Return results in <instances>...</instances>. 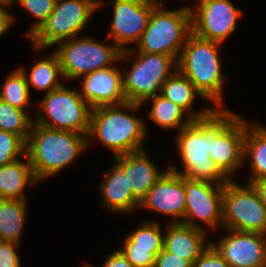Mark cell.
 Segmentation results:
<instances>
[{
    "mask_svg": "<svg viewBox=\"0 0 266 267\" xmlns=\"http://www.w3.org/2000/svg\"><path fill=\"white\" fill-rule=\"evenodd\" d=\"M58 56L65 80H74L120 62L122 51L112 42L105 45L90 37H75L57 43Z\"/></svg>",
    "mask_w": 266,
    "mask_h": 267,
    "instance_id": "obj_9",
    "label": "cell"
},
{
    "mask_svg": "<svg viewBox=\"0 0 266 267\" xmlns=\"http://www.w3.org/2000/svg\"><path fill=\"white\" fill-rule=\"evenodd\" d=\"M221 43L191 33L177 61V69L186 76L204 99L215 109L223 108V84L226 76L221 69L218 47ZM217 107V108H216Z\"/></svg>",
    "mask_w": 266,
    "mask_h": 267,
    "instance_id": "obj_4",
    "label": "cell"
},
{
    "mask_svg": "<svg viewBox=\"0 0 266 267\" xmlns=\"http://www.w3.org/2000/svg\"><path fill=\"white\" fill-rule=\"evenodd\" d=\"M124 246L118 249L133 265V267H154L155 256L152 249L133 248V242L124 238Z\"/></svg>",
    "mask_w": 266,
    "mask_h": 267,
    "instance_id": "obj_32",
    "label": "cell"
},
{
    "mask_svg": "<svg viewBox=\"0 0 266 267\" xmlns=\"http://www.w3.org/2000/svg\"><path fill=\"white\" fill-rule=\"evenodd\" d=\"M262 234H263L264 239L266 240V228H265V231Z\"/></svg>",
    "mask_w": 266,
    "mask_h": 267,
    "instance_id": "obj_41",
    "label": "cell"
},
{
    "mask_svg": "<svg viewBox=\"0 0 266 267\" xmlns=\"http://www.w3.org/2000/svg\"><path fill=\"white\" fill-rule=\"evenodd\" d=\"M149 100L152 103V108L147 116L164 130L178 129L180 132L193 121V119L185 115L187 113L183 109L160 94L147 99L144 104ZM185 116L186 119L184 118Z\"/></svg>",
    "mask_w": 266,
    "mask_h": 267,
    "instance_id": "obj_26",
    "label": "cell"
},
{
    "mask_svg": "<svg viewBox=\"0 0 266 267\" xmlns=\"http://www.w3.org/2000/svg\"><path fill=\"white\" fill-rule=\"evenodd\" d=\"M160 95L178 105L193 120L205 119L216 110L205 107L202 111H191L195 97H204L178 69L163 83Z\"/></svg>",
    "mask_w": 266,
    "mask_h": 267,
    "instance_id": "obj_21",
    "label": "cell"
},
{
    "mask_svg": "<svg viewBox=\"0 0 266 267\" xmlns=\"http://www.w3.org/2000/svg\"><path fill=\"white\" fill-rule=\"evenodd\" d=\"M244 139L245 120L240 115H236L215 136L214 140H211L210 158L229 180H232L233 172L243 166Z\"/></svg>",
    "mask_w": 266,
    "mask_h": 267,
    "instance_id": "obj_16",
    "label": "cell"
},
{
    "mask_svg": "<svg viewBox=\"0 0 266 267\" xmlns=\"http://www.w3.org/2000/svg\"><path fill=\"white\" fill-rule=\"evenodd\" d=\"M226 231L229 235L211 244L231 267H266V240L262 233Z\"/></svg>",
    "mask_w": 266,
    "mask_h": 267,
    "instance_id": "obj_14",
    "label": "cell"
},
{
    "mask_svg": "<svg viewBox=\"0 0 266 267\" xmlns=\"http://www.w3.org/2000/svg\"><path fill=\"white\" fill-rule=\"evenodd\" d=\"M15 17L9 12L8 7L0 5V38L10 29Z\"/></svg>",
    "mask_w": 266,
    "mask_h": 267,
    "instance_id": "obj_37",
    "label": "cell"
},
{
    "mask_svg": "<svg viewBox=\"0 0 266 267\" xmlns=\"http://www.w3.org/2000/svg\"><path fill=\"white\" fill-rule=\"evenodd\" d=\"M122 75L112 66L81 76L82 91L79 93L92 108L125 103Z\"/></svg>",
    "mask_w": 266,
    "mask_h": 267,
    "instance_id": "obj_17",
    "label": "cell"
},
{
    "mask_svg": "<svg viewBox=\"0 0 266 267\" xmlns=\"http://www.w3.org/2000/svg\"><path fill=\"white\" fill-rule=\"evenodd\" d=\"M145 150L114 157L115 163L127 175L128 188L141 201L159 178L168 170L160 169L147 157Z\"/></svg>",
    "mask_w": 266,
    "mask_h": 267,
    "instance_id": "obj_18",
    "label": "cell"
},
{
    "mask_svg": "<svg viewBox=\"0 0 266 267\" xmlns=\"http://www.w3.org/2000/svg\"><path fill=\"white\" fill-rule=\"evenodd\" d=\"M15 0H0V5L1 6H5V7H9L11 6V4L14 3Z\"/></svg>",
    "mask_w": 266,
    "mask_h": 267,
    "instance_id": "obj_40",
    "label": "cell"
},
{
    "mask_svg": "<svg viewBox=\"0 0 266 267\" xmlns=\"http://www.w3.org/2000/svg\"><path fill=\"white\" fill-rule=\"evenodd\" d=\"M154 267H193V265L188 260L163 249L155 257Z\"/></svg>",
    "mask_w": 266,
    "mask_h": 267,
    "instance_id": "obj_35",
    "label": "cell"
},
{
    "mask_svg": "<svg viewBox=\"0 0 266 267\" xmlns=\"http://www.w3.org/2000/svg\"><path fill=\"white\" fill-rule=\"evenodd\" d=\"M102 267H133V265L119 250H115L106 257Z\"/></svg>",
    "mask_w": 266,
    "mask_h": 267,
    "instance_id": "obj_36",
    "label": "cell"
},
{
    "mask_svg": "<svg viewBox=\"0 0 266 267\" xmlns=\"http://www.w3.org/2000/svg\"><path fill=\"white\" fill-rule=\"evenodd\" d=\"M15 2H18L27 12L37 18V22L26 33V37L29 38L47 20L54 9L56 0H15Z\"/></svg>",
    "mask_w": 266,
    "mask_h": 267,
    "instance_id": "obj_31",
    "label": "cell"
},
{
    "mask_svg": "<svg viewBox=\"0 0 266 267\" xmlns=\"http://www.w3.org/2000/svg\"><path fill=\"white\" fill-rule=\"evenodd\" d=\"M205 235V230L181 222H172L164 234V249L188 260L193 265L211 244L205 242L207 238Z\"/></svg>",
    "mask_w": 266,
    "mask_h": 267,
    "instance_id": "obj_19",
    "label": "cell"
},
{
    "mask_svg": "<svg viewBox=\"0 0 266 267\" xmlns=\"http://www.w3.org/2000/svg\"><path fill=\"white\" fill-rule=\"evenodd\" d=\"M103 4L100 0H56L47 20L28 38L34 50L39 52L77 37L91 15Z\"/></svg>",
    "mask_w": 266,
    "mask_h": 267,
    "instance_id": "obj_7",
    "label": "cell"
},
{
    "mask_svg": "<svg viewBox=\"0 0 266 267\" xmlns=\"http://www.w3.org/2000/svg\"><path fill=\"white\" fill-rule=\"evenodd\" d=\"M23 158L26 162L18 159L0 167V199L26 200L24 188L38 183L27 155Z\"/></svg>",
    "mask_w": 266,
    "mask_h": 267,
    "instance_id": "obj_22",
    "label": "cell"
},
{
    "mask_svg": "<svg viewBox=\"0 0 266 267\" xmlns=\"http://www.w3.org/2000/svg\"><path fill=\"white\" fill-rule=\"evenodd\" d=\"M0 92V99L9 103L13 107L26 111L30 108V90L27 85L23 71L18 67L6 76L4 85Z\"/></svg>",
    "mask_w": 266,
    "mask_h": 267,
    "instance_id": "obj_27",
    "label": "cell"
},
{
    "mask_svg": "<svg viewBox=\"0 0 266 267\" xmlns=\"http://www.w3.org/2000/svg\"><path fill=\"white\" fill-rule=\"evenodd\" d=\"M27 80L29 90L31 86L37 90L50 91L61 87L63 84L59 82V77L63 78L62 69L59 63L57 54L51 53L47 58L36 62L30 69V74H27L24 67H19Z\"/></svg>",
    "mask_w": 266,
    "mask_h": 267,
    "instance_id": "obj_25",
    "label": "cell"
},
{
    "mask_svg": "<svg viewBox=\"0 0 266 267\" xmlns=\"http://www.w3.org/2000/svg\"><path fill=\"white\" fill-rule=\"evenodd\" d=\"M154 6L137 0L112 1L113 19L107 38L121 50H127V44L140 41Z\"/></svg>",
    "mask_w": 266,
    "mask_h": 267,
    "instance_id": "obj_13",
    "label": "cell"
},
{
    "mask_svg": "<svg viewBox=\"0 0 266 267\" xmlns=\"http://www.w3.org/2000/svg\"><path fill=\"white\" fill-rule=\"evenodd\" d=\"M18 244L0 241V267H21Z\"/></svg>",
    "mask_w": 266,
    "mask_h": 267,
    "instance_id": "obj_34",
    "label": "cell"
},
{
    "mask_svg": "<svg viewBox=\"0 0 266 267\" xmlns=\"http://www.w3.org/2000/svg\"><path fill=\"white\" fill-rule=\"evenodd\" d=\"M83 267H95V266H92V265H85Z\"/></svg>",
    "mask_w": 266,
    "mask_h": 267,
    "instance_id": "obj_42",
    "label": "cell"
},
{
    "mask_svg": "<svg viewBox=\"0 0 266 267\" xmlns=\"http://www.w3.org/2000/svg\"><path fill=\"white\" fill-rule=\"evenodd\" d=\"M256 190L258 191L261 201L266 207V179L255 181L252 183Z\"/></svg>",
    "mask_w": 266,
    "mask_h": 267,
    "instance_id": "obj_38",
    "label": "cell"
},
{
    "mask_svg": "<svg viewBox=\"0 0 266 267\" xmlns=\"http://www.w3.org/2000/svg\"><path fill=\"white\" fill-rule=\"evenodd\" d=\"M33 122L26 111L0 99V130L14 133L27 142Z\"/></svg>",
    "mask_w": 266,
    "mask_h": 267,
    "instance_id": "obj_28",
    "label": "cell"
},
{
    "mask_svg": "<svg viewBox=\"0 0 266 267\" xmlns=\"http://www.w3.org/2000/svg\"><path fill=\"white\" fill-rule=\"evenodd\" d=\"M26 200L0 199V241L20 245L26 221Z\"/></svg>",
    "mask_w": 266,
    "mask_h": 267,
    "instance_id": "obj_24",
    "label": "cell"
},
{
    "mask_svg": "<svg viewBox=\"0 0 266 267\" xmlns=\"http://www.w3.org/2000/svg\"><path fill=\"white\" fill-rule=\"evenodd\" d=\"M159 223L154 220L141 223L127 237L133 242V248L152 249L156 257L164 249V235Z\"/></svg>",
    "mask_w": 266,
    "mask_h": 267,
    "instance_id": "obj_29",
    "label": "cell"
},
{
    "mask_svg": "<svg viewBox=\"0 0 266 267\" xmlns=\"http://www.w3.org/2000/svg\"><path fill=\"white\" fill-rule=\"evenodd\" d=\"M228 109H216L209 117L193 120L176 136L177 153L183 162V170L168 167L184 177L225 185L229 179L210 158L211 140L236 116Z\"/></svg>",
    "mask_w": 266,
    "mask_h": 267,
    "instance_id": "obj_1",
    "label": "cell"
},
{
    "mask_svg": "<svg viewBox=\"0 0 266 267\" xmlns=\"http://www.w3.org/2000/svg\"><path fill=\"white\" fill-rule=\"evenodd\" d=\"M26 155V142L18 135L0 130V167Z\"/></svg>",
    "mask_w": 266,
    "mask_h": 267,
    "instance_id": "obj_30",
    "label": "cell"
},
{
    "mask_svg": "<svg viewBox=\"0 0 266 267\" xmlns=\"http://www.w3.org/2000/svg\"><path fill=\"white\" fill-rule=\"evenodd\" d=\"M141 3H145V4H149V5H152L154 7H164L163 6V2H159L158 0H137Z\"/></svg>",
    "mask_w": 266,
    "mask_h": 267,
    "instance_id": "obj_39",
    "label": "cell"
},
{
    "mask_svg": "<svg viewBox=\"0 0 266 267\" xmlns=\"http://www.w3.org/2000/svg\"><path fill=\"white\" fill-rule=\"evenodd\" d=\"M190 11L192 33L221 44L236 30L242 16L230 0H204Z\"/></svg>",
    "mask_w": 266,
    "mask_h": 267,
    "instance_id": "obj_12",
    "label": "cell"
},
{
    "mask_svg": "<svg viewBox=\"0 0 266 267\" xmlns=\"http://www.w3.org/2000/svg\"><path fill=\"white\" fill-rule=\"evenodd\" d=\"M193 267H231L221 254L210 244V246L193 263Z\"/></svg>",
    "mask_w": 266,
    "mask_h": 267,
    "instance_id": "obj_33",
    "label": "cell"
},
{
    "mask_svg": "<svg viewBox=\"0 0 266 267\" xmlns=\"http://www.w3.org/2000/svg\"><path fill=\"white\" fill-rule=\"evenodd\" d=\"M223 227L241 232L265 231L266 207L253 184L241 186L230 179L224 185Z\"/></svg>",
    "mask_w": 266,
    "mask_h": 267,
    "instance_id": "obj_10",
    "label": "cell"
},
{
    "mask_svg": "<svg viewBox=\"0 0 266 267\" xmlns=\"http://www.w3.org/2000/svg\"><path fill=\"white\" fill-rule=\"evenodd\" d=\"M185 201L184 176L168 169L140 201L139 208L168 215L174 219V223L182 222Z\"/></svg>",
    "mask_w": 266,
    "mask_h": 267,
    "instance_id": "obj_15",
    "label": "cell"
},
{
    "mask_svg": "<svg viewBox=\"0 0 266 267\" xmlns=\"http://www.w3.org/2000/svg\"><path fill=\"white\" fill-rule=\"evenodd\" d=\"M140 104L125 102L119 105H101L91 110L88 146L91 138L99 141L111 151L113 158L144 150L143 143L147 129L140 117L127 114L124 109L134 113Z\"/></svg>",
    "mask_w": 266,
    "mask_h": 267,
    "instance_id": "obj_3",
    "label": "cell"
},
{
    "mask_svg": "<svg viewBox=\"0 0 266 267\" xmlns=\"http://www.w3.org/2000/svg\"><path fill=\"white\" fill-rule=\"evenodd\" d=\"M243 157L244 162L248 157L252 173L248 183L266 179V127L245 120Z\"/></svg>",
    "mask_w": 266,
    "mask_h": 267,
    "instance_id": "obj_23",
    "label": "cell"
},
{
    "mask_svg": "<svg viewBox=\"0 0 266 267\" xmlns=\"http://www.w3.org/2000/svg\"><path fill=\"white\" fill-rule=\"evenodd\" d=\"M114 164L104 173L103 182L100 184L102 206L117 213L131 212L140 206V201L128 188L127 175L116 163Z\"/></svg>",
    "mask_w": 266,
    "mask_h": 267,
    "instance_id": "obj_20",
    "label": "cell"
},
{
    "mask_svg": "<svg viewBox=\"0 0 266 267\" xmlns=\"http://www.w3.org/2000/svg\"><path fill=\"white\" fill-rule=\"evenodd\" d=\"M88 147L86 135L56 130L32 123L26 155L40 183L70 165Z\"/></svg>",
    "mask_w": 266,
    "mask_h": 267,
    "instance_id": "obj_2",
    "label": "cell"
},
{
    "mask_svg": "<svg viewBox=\"0 0 266 267\" xmlns=\"http://www.w3.org/2000/svg\"><path fill=\"white\" fill-rule=\"evenodd\" d=\"M184 186L185 216L181 223L204 230L197 224L196 219H198L211 229L223 227L224 185L184 177Z\"/></svg>",
    "mask_w": 266,
    "mask_h": 267,
    "instance_id": "obj_11",
    "label": "cell"
},
{
    "mask_svg": "<svg viewBox=\"0 0 266 267\" xmlns=\"http://www.w3.org/2000/svg\"><path fill=\"white\" fill-rule=\"evenodd\" d=\"M192 33L190 6L165 10L154 7L137 43V51L180 57L188 36Z\"/></svg>",
    "mask_w": 266,
    "mask_h": 267,
    "instance_id": "obj_6",
    "label": "cell"
},
{
    "mask_svg": "<svg viewBox=\"0 0 266 267\" xmlns=\"http://www.w3.org/2000/svg\"><path fill=\"white\" fill-rule=\"evenodd\" d=\"M37 103L41 111L34 119L35 124L88 136L92 107L77 90L62 85L46 93Z\"/></svg>",
    "mask_w": 266,
    "mask_h": 267,
    "instance_id": "obj_8",
    "label": "cell"
},
{
    "mask_svg": "<svg viewBox=\"0 0 266 267\" xmlns=\"http://www.w3.org/2000/svg\"><path fill=\"white\" fill-rule=\"evenodd\" d=\"M133 55L136 58L130 71L122 70L123 93L126 102L143 105L147 99L160 94L163 83L177 70L178 60L174 56L129 48L122 51L119 60L129 61Z\"/></svg>",
    "mask_w": 266,
    "mask_h": 267,
    "instance_id": "obj_5",
    "label": "cell"
}]
</instances>
